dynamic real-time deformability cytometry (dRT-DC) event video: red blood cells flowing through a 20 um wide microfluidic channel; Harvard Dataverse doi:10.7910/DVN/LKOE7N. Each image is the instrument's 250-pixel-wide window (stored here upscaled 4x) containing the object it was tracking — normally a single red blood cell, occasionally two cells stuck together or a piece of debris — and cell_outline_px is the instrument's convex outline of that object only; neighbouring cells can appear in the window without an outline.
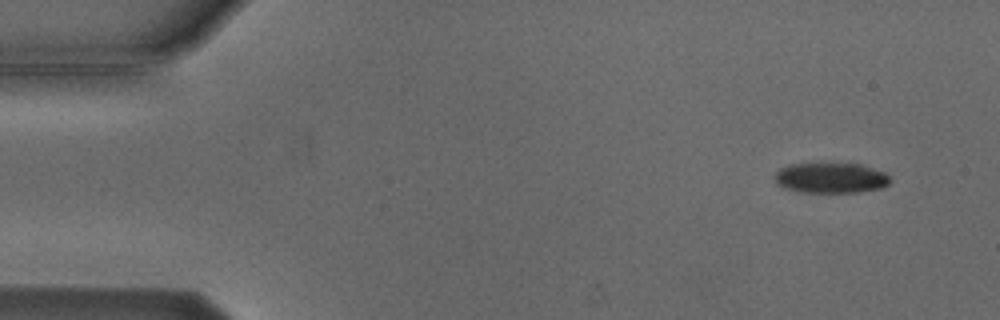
{"species": "Egyptian fruit bat (a non-hibernating species)", "species_latin": "Rousettus aegyptiacus", "temperature_condition": "cold", "stored_images_in_passage": 4, "camera_frame_rate_fps": 3000, "um_per_image_px": 0.085, "animal": {"sex": "male"}, "frame": {"image": 1, "passage_image": 1, "time_ms": 0.0, "image_size_px": [1000, 320], "cell_outline_px": [[892, 180], [888, 184], [880, 188], [856, 192], [796, 192], [784, 188], [776, 184], [776, 172], [780, 168], [788, 164], [820, 160], [864, 164], [884, 172]], "centroid_in_image_um": [70.58, 15.06], "position_along_channel_um": 14.4, "area_um2": 21.5}}
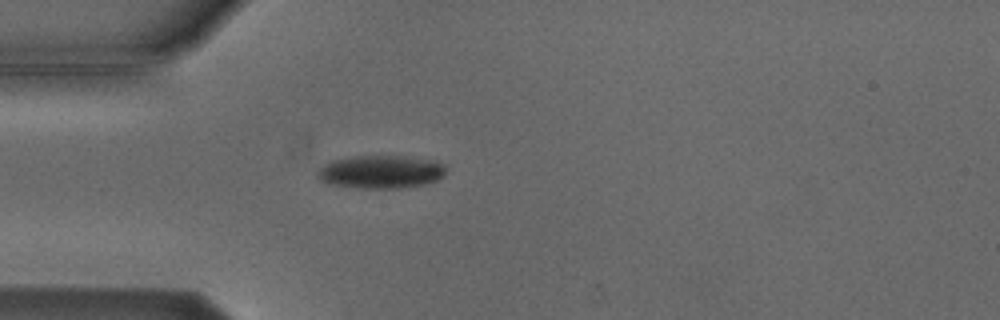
{"frame": {"image": 2, "passage_image": 4, "time_ms": 3.667, "image_size_px": [1000, 320], "cell_outline_px": [[444, 176], [428, 184], [408, 188], [356, 188], [328, 184], [320, 180], [316, 176], [316, 172], [324, 164], [332, 160], [356, 156], [404, 156], [428, 160], [444, 164]], "centroid_in_image_um": [32.34, 14.63], "position_along_channel_um": 52.7, "area_um2": 24.91}}